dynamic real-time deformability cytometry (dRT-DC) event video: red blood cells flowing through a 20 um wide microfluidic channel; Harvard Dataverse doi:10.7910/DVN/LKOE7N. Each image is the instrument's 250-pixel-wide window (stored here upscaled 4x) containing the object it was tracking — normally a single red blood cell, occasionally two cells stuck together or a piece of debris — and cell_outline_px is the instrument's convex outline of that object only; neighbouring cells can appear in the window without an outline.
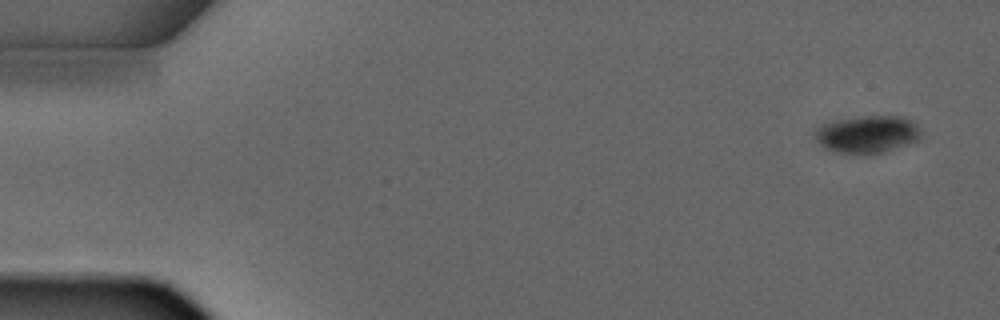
{"species": "common noctule bat (a hibernating species)", "species_latin": "Nyctalus noctula", "temperature_condition": "warm", "stored_images_in_passage": 4, "camera_frame_rate_fps": 3000, "um_per_image_px": 0.085, "animal": {"sex": "male", "forearm_length_mm": 52.5}, "frame": {"image": 1, "passage_image": 1, "time_ms": 0.0, "image_size_px": [1000, 320], "cell_outline_px": [[920, 136], [916, 140], [880, 152], [864, 156], [836, 152], [824, 148], [816, 140], [812, 132], [812, 128], [820, 124], [836, 120], [860, 116], [904, 116], [912, 120], [920, 128]], "centroid_in_image_um": [73.62, 11.4], "position_along_channel_um": 11.4, "area_um2": 23.47}}
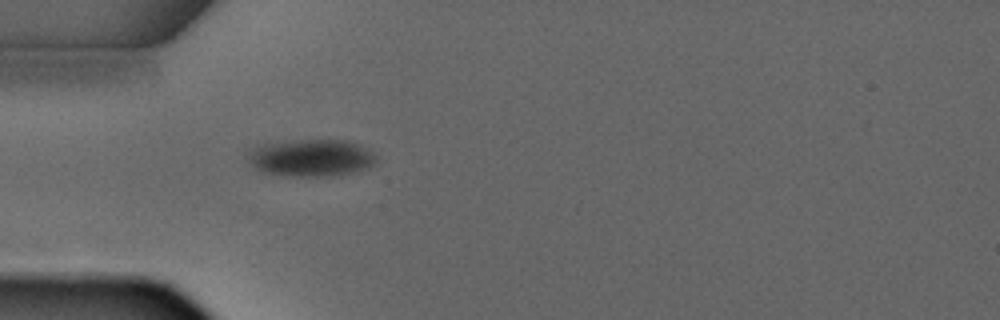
{"frame": {"image": 2, "passage_image": 4, "time_ms": 3.667, "image_size_px": [1000, 320], "cell_outline_px": [[376, 164], [368, 168], [352, 172], [332, 176], [288, 176], [260, 172], [248, 160], [248, 152], [264, 144], [296, 140], [348, 140], [372, 152], [376, 156]], "centroid_in_image_um": [26.46, 13.43], "position_along_channel_um": 58.5, "area_um2": 27.63}}